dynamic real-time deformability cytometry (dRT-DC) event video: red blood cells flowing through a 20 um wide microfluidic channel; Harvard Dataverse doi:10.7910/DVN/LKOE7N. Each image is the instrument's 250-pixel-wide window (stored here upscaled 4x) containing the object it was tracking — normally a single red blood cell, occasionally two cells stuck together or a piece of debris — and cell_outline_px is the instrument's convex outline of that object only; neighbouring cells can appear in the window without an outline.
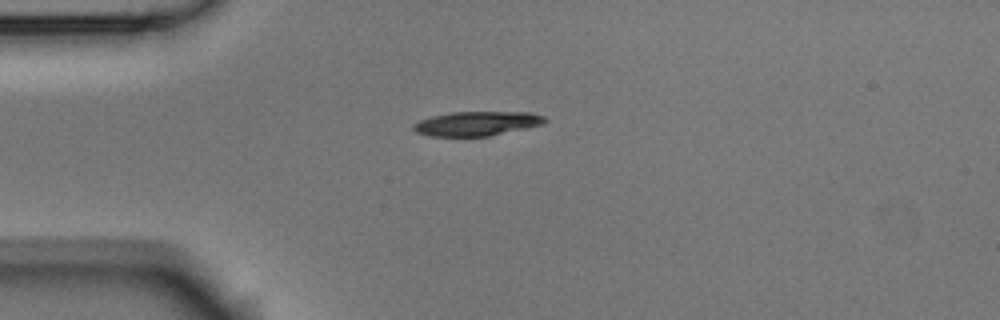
{"species": "Egyptian fruit bat (a non-hibernating species)", "species_latin": "Rousettus aegyptiacus", "temperature_condition": "room temperature", "stored_images_in_passage": 2, "camera_frame_rate_fps": 3000, "um_per_image_px": 0.085, "animal": {"sex": "male"}, "frame": {"image": 1, "passage_image": 1, "time_ms": 0.0, "image_size_px": [1000, 320], "cell_outline_px": [[548, 120], [544, 124], [488, 136], [428, 136], [416, 132], [412, 128], [412, 124], [420, 120], [432, 116], [452, 112], [532, 112], [544, 116]], "centroid_in_image_um": [40.53, 10.5], "position_along_channel_um": 44.5, "area_um2": 18.67}}
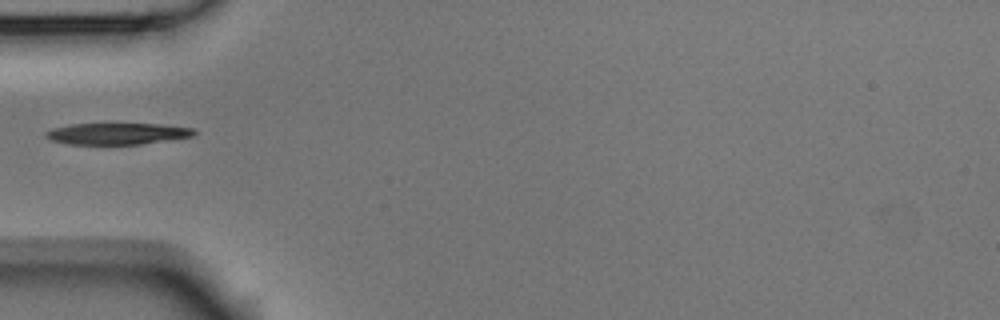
{"frame": {"image": 2, "passage_image": 2, "time_ms": 0.333, "image_size_px": [1000, 320], "cell_outline_px": [[196, 132], [192, 136], [140, 144], [68, 144], [52, 140], [44, 136], [44, 132], [52, 128], [72, 124], [160, 124], [192, 128]], "centroid_in_image_um": [9.91, 11.36], "position_along_channel_um": 75.1, "area_um2": 18.32}}